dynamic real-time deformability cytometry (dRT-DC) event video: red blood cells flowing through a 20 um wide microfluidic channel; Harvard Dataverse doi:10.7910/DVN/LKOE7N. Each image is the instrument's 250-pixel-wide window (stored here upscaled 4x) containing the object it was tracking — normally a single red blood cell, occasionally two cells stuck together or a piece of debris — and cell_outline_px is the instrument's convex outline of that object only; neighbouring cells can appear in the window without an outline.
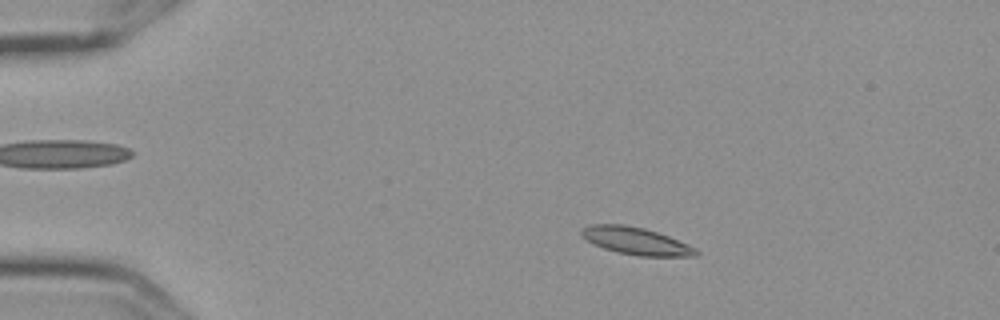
{"species": "Egyptian fruit bat (a non-hibernating species)", "species_latin": "Rousettus aegyptiacus", "temperature_condition": "cold", "stored_images_in_passage": 5, "camera_frame_rate_fps": 3000, "um_per_image_px": 0.085, "frame": {"image": 1, "passage_image": 3, "time_ms": 0.667, "image_size_px": [1000, 320], "cell_outline_px": [[700, 252], [696, 256], [636, 256], [616, 252], [604, 248], [588, 240], [580, 232], [580, 228], [588, 224], [624, 224], [644, 228], [668, 236], [688, 244], [696, 248]], "centroid_in_image_um": [54.06, 20.48], "position_along_channel_um": 30.9, "area_um2": 18.21}}